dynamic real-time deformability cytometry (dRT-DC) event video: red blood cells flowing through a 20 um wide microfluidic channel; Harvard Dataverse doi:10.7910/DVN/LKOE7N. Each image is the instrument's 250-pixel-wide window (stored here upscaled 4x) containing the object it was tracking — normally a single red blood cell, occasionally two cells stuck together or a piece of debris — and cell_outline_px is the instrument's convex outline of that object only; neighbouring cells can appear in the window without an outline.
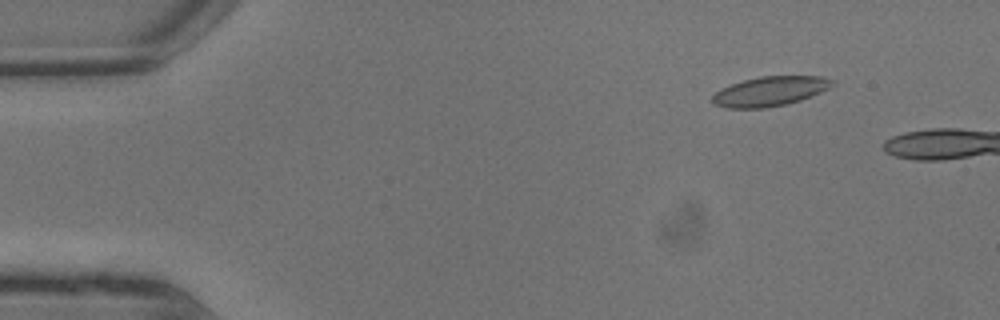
{"species": "common noctule bat (a hibernating species)", "species_latin": "Nyctalus noctula", "temperature_condition": "warm", "stored_images_in_passage": 6, "camera_frame_rate_fps": 3000, "um_per_image_px": 0.085, "animal": {"sex": "male", "body_mass_g": 13.3}, "frame": {"image": 1, "passage_image": 3, "time_ms": 0.667, "image_size_px": [1000, 320], "cell_outline_px": [[836, 84], [820, 92], [800, 100], [788, 104], [764, 108], [728, 108], [712, 104], [712, 96], [720, 88], [744, 80], [760, 76], [824, 76], [836, 80]], "centroid_in_image_um": [65.47, 7.75], "position_along_channel_um": 19.5, "area_um2": 20.81}}